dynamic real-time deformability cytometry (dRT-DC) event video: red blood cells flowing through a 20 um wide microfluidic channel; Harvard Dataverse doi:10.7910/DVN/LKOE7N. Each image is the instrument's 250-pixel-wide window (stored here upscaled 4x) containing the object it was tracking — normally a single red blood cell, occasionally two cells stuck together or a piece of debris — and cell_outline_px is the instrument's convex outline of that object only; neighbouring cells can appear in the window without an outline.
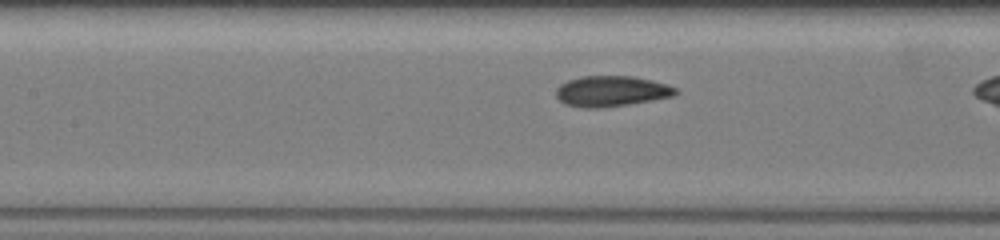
{"species": "common noctule bat (a hibernating species)", "species_latin": "Nyctalus noctula", "temperature_condition": "warm", "stored_images_in_passage": 36, "camera_frame_rate_fps": 3000, "um_per_image_px": 0.085, "animal": {"sex": "female", "body_mass_g": 19.5, "forearm_length_mm": 54.1}, "frame": {"image": 1, "passage_image": 15, "time_ms": 4.667, "image_size_px": [1000, 240], "cell_outline_px": [[680, 92], [672, 96], [652, 100], [628, 104], [600, 108], [584, 108], [564, 104], [556, 96], [556, 88], [560, 84], [568, 80], [580, 76], [632, 76], [652, 80], [668, 84], [676, 88]], "centroid_in_image_um": [51.96, 7.75], "position_along_channel_um": 155.4, "area_um2": 21.44}}
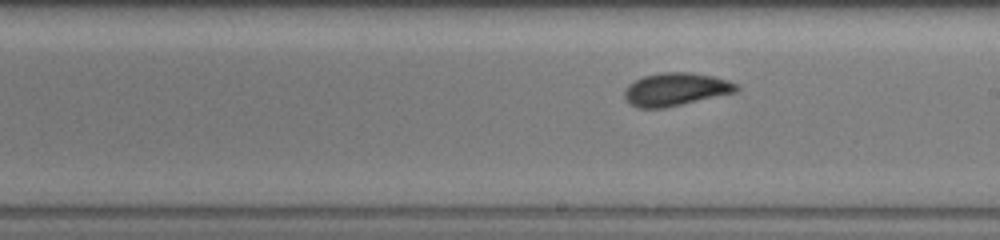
{"frame": {"image": 2, "passage_image": 22, "time_ms": 7.0, "image_size_px": [1000, 240], "cell_outline_px": [[740, 88], [736, 92], [664, 108], [636, 108], [624, 96], [624, 92], [628, 84], [644, 76], [664, 72], [692, 72], [712, 76], [728, 80], [736, 84]], "centroid_in_image_um": [57.44, 7.59], "position_along_channel_um": 231.6, "area_um2": 21.33}}
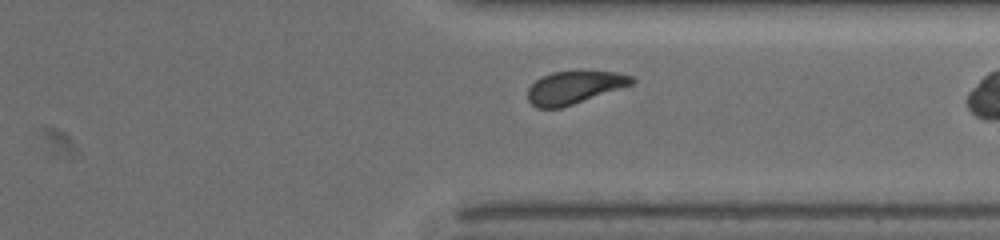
{"frame": {"image": 3, "passage_image": 34, "time_ms": 11.0, "image_size_px": [1000, 240], "cell_outline_px": [[636, 80], [632, 84], [560, 108], [536, 108], [528, 100], [528, 88], [536, 80], [552, 72], [616, 72], [632, 76]], "centroid_in_image_um": [48.79, 7.44], "position_along_channel_um": 362.6, "area_um2": 19.31}}